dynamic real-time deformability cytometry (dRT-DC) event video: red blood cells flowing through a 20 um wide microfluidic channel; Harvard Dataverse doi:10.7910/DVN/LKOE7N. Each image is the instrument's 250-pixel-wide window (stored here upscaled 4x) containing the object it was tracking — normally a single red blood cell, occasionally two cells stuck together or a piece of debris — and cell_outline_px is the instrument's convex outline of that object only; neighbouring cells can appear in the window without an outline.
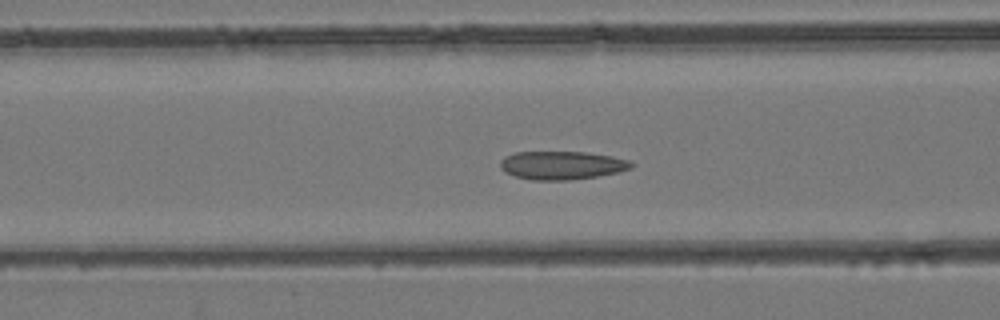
{"species": "common noctule bat (a hibernating species)", "species_latin": "Nyctalus noctula", "temperature_condition": "room temperature", "stored_images_in_passage": 44, "camera_frame_rate_fps": 3000, "um_per_image_px": 0.085, "animal": {"sex": "female", "body_mass_g": 24.6, "forearm_length_mm": 56.2}, "frame": {"image": 1, "passage_image": 15, "time_ms": 4.667, "image_size_px": [1000, 320], "cell_outline_px": [[636, 164], [632, 168], [600, 176], [568, 180], [532, 180], [516, 176], [504, 172], [500, 168], [500, 160], [504, 156], [516, 152], [584, 152], [612, 156], [628, 160]], "centroid_in_image_um": [47.75, 14.05], "position_along_channel_um": 118.9, "area_um2": 21.73}}
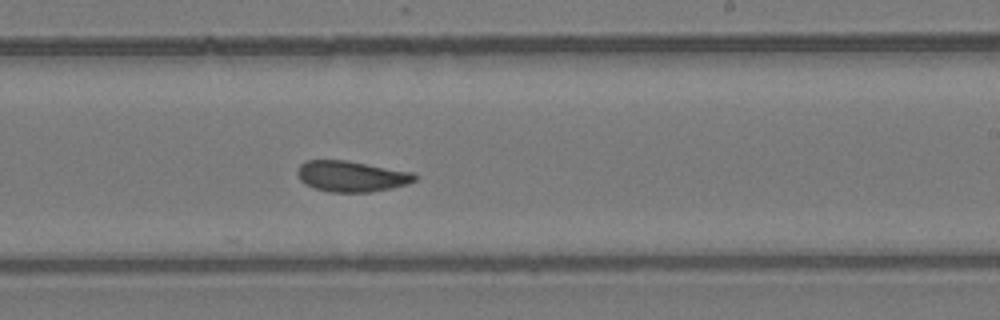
{"frame": {"image": 2, "passage_image": 25, "time_ms": 8.0, "image_size_px": [1000, 320], "cell_outline_px": [[416, 180], [408, 184], [392, 188], [372, 192], [332, 192], [316, 188], [304, 184], [300, 180], [296, 172], [300, 164], [304, 160], [344, 160], [412, 172], [416, 176]], "centroid_in_image_um": [29.85, 14.98], "position_along_channel_um": 259.2, "area_um2": 21.04}}
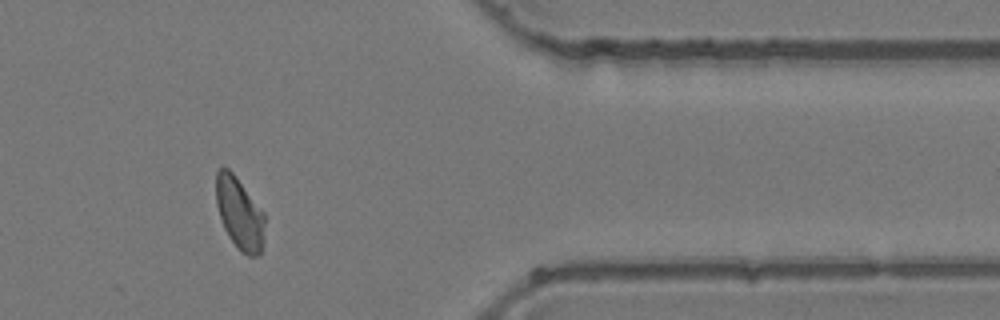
{"frame": {"image": 3, "passage_image": 36, "time_ms": 11.667, "image_size_px": [1000, 320], "cell_outline_px": [[264, 244], [260, 256], [248, 256], [240, 252], [228, 236], [224, 228], [216, 204], [216, 172], [220, 168], [228, 168], [236, 176], [264, 212]], "centroid_in_image_um": [20.37, 18.17], "position_along_channel_um": 391.0, "area_um2": 20.63}}